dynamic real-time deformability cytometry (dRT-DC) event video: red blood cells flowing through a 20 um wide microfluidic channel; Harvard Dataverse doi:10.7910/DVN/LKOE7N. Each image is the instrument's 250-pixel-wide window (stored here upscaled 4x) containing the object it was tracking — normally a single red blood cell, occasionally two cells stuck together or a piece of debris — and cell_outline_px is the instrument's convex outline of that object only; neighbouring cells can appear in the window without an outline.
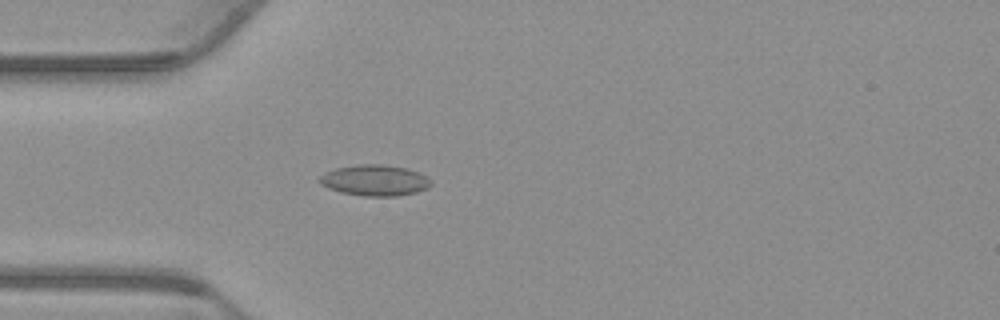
{"species": "common noctule bat (a hibernating species)", "species_latin": "Nyctalus noctula", "temperature_condition": "warm", "stored_images_in_passage": 55, "camera_frame_rate_fps": 3000, "um_per_image_px": 0.085, "animal": {"sex": "male", "body_mass_g": 23.1, "forearm_length_mm": 52.7}, "frame": {"image": 1, "passage_image": 16, "time_ms": 5.0, "image_size_px": [1000, 320], "cell_outline_px": [[432, 184], [428, 188], [416, 192], [396, 196], [364, 196], [340, 192], [328, 188], [320, 184], [316, 180], [324, 172], [336, 168], [356, 164], [380, 164], [408, 168], [432, 180]], "centroid_in_image_um": [31.82, 15.32], "position_along_channel_um": 53.2, "area_um2": 20.23}}
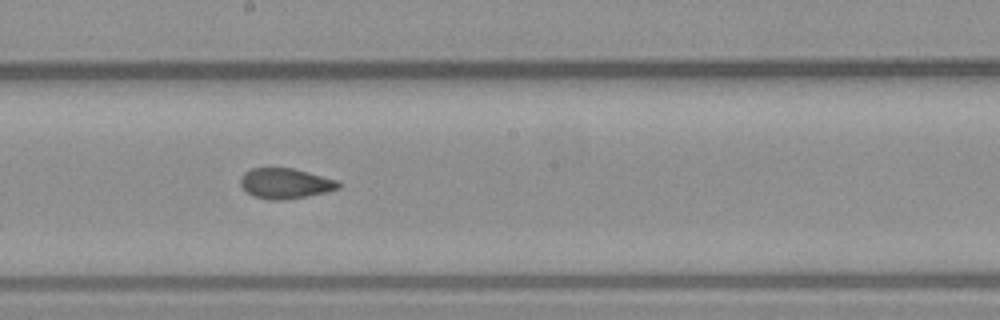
{"frame": {"image": 2, "passage_image": 30, "time_ms": 9.667, "image_size_px": [1000, 320], "cell_outline_px": [[340, 188], [324, 192], [284, 200], [268, 200], [252, 196], [240, 184], [240, 180], [244, 172], [252, 168], [292, 168], [340, 180]], "centroid_in_image_um": [24.25, 15.59], "position_along_channel_um": 223.9, "area_um2": 17.28}}
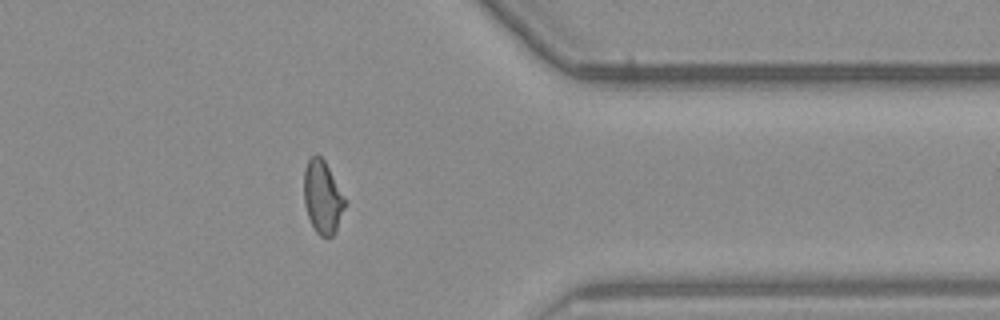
{"frame": {"image": 3, "passage_image": 44, "time_ms": 14.333, "image_size_px": [1000, 320], "cell_outline_px": [[348, 204], [332, 236], [320, 236], [316, 232], [308, 216], [304, 204], [304, 168], [308, 160], [316, 152], [324, 160], [348, 200]], "centroid_in_image_um": [27.44, 16.72], "position_along_channel_um": 384.0, "area_um2": 17.69}, "authors_computed_cell_mechanics": {"area_um2": 17.9758, "velocity_mm_per_s": 3.7642, "shape_relaxation_time_tau1_ms": null, "shape_relaxation_time_tau2_ms": 2.6139, "deformation_change_tau1": null, "deformation_change_tau2": 0.0865}}